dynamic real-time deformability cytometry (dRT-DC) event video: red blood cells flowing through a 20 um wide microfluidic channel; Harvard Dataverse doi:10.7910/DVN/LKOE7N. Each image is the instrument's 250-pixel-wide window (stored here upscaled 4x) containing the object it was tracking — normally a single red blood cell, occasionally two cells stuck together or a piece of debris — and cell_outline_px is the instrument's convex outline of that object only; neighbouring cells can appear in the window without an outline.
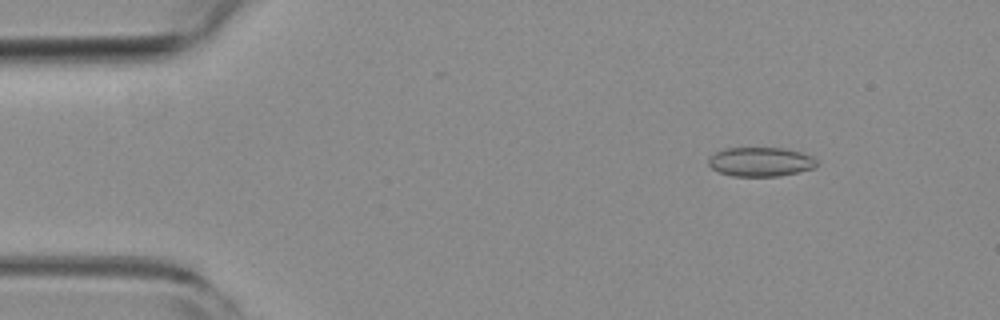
{"species": "common noctule bat (a hibernating species)", "species_latin": "Nyctalus noctula", "temperature_condition": "room temperature", "stored_images_in_passage": 53, "camera_frame_rate_fps": 3000, "um_per_image_px": 0.085, "animal": {"sex": "female", "body_mass_g": 19.3, "forearm_length_mm": 54.1}, "frame": {"image": 1, "passage_image": 7, "time_ms": 2.0, "image_size_px": [1000, 320], "cell_outline_px": [[816, 168], [780, 176], [732, 176], [720, 172], [712, 168], [708, 164], [708, 160], [716, 152], [728, 148], [784, 148], [800, 152], [812, 156], [816, 160]], "centroid_in_image_um": [64.67, 13.76], "position_along_channel_um": 20.3, "area_um2": 18.32}}
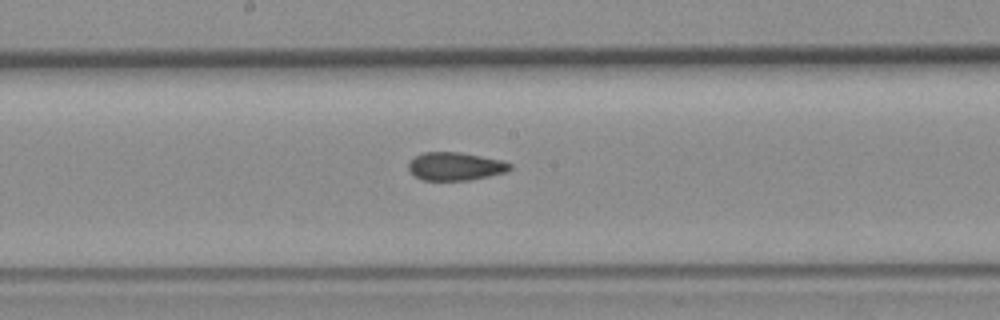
{"frame": {"image": 2, "passage_image": 28, "time_ms": 9.0, "image_size_px": [1000, 320], "cell_outline_px": [[512, 168], [508, 172], [468, 180], [420, 180], [408, 168], [408, 164], [416, 156], [424, 152], [460, 152], [504, 160], [512, 164]], "centroid_in_image_um": [38.76, 14.13], "position_along_channel_um": 209.4, "area_um2": 16.65}}
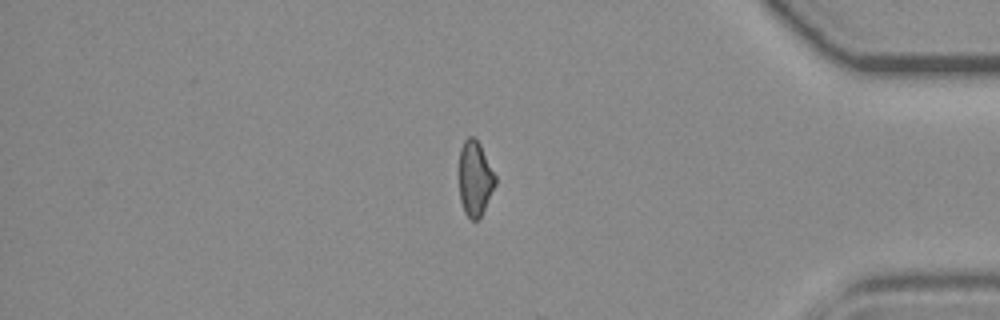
{"frame": {"image": 3, "passage_image": 45, "time_ms": 14.667, "image_size_px": [1000, 320], "cell_outline_px": [[496, 184], [480, 220], [472, 220], [464, 212], [460, 200], [460, 148], [464, 140], [468, 136], [472, 136], [480, 144], [496, 176]], "centroid_in_image_um": [40.39, 15.2], "position_along_channel_um": 394.8, "area_um2": 15.84}, "authors_computed_cell_mechanics": {"area_um2": 17.1088, "velocity_mm_per_s": 3.8555, "shape_relaxation_time_tau1_ms": 10.9651, "shape_relaxation_time_tau2_ms": 1.4353, "deformation_change_tau1": 0.1735, "deformation_change_tau2": 0.0689}}